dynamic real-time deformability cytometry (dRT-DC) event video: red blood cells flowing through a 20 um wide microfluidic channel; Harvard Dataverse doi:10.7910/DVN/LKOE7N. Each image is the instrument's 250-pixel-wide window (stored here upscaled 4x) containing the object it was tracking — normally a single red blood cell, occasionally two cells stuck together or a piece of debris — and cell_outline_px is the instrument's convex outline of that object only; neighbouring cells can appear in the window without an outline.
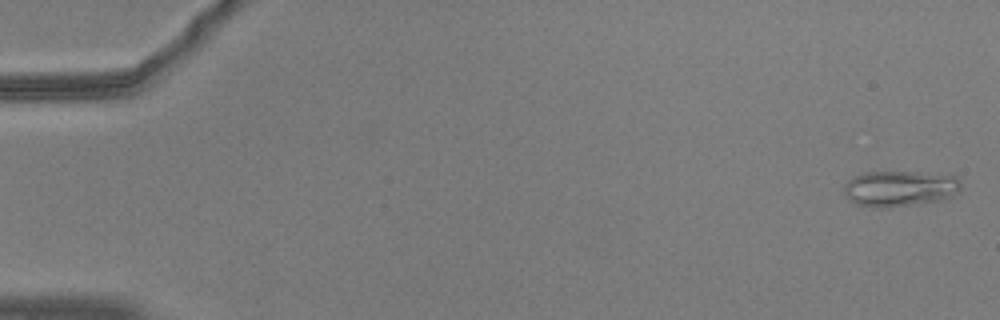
{"species": "common noctule bat (a hibernating species)", "species_latin": "Nyctalus noctula", "temperature_condition": "warm", "stored_images_in_passage": 56, "camera_frame_rate_fps": 3000, "um_per_image_px": 0.085, "animal": {"sex": "male", "body_mass_g": 20.5, "forearm_length_mm": 52.5}, "frame": {"image": 1, "passage_image": 2, "time_ms": 0.333, "image_size_px": [1000, 320], "cell_outline_px": [[960, 192], [952, 196], [940, 200], [888, 208], [872, 208], [856, 204], [848, 200], [844, 192], [844, 184], [848, 180], [860, 172], [916, 172], [956, 176], [960, 180]], "centroid_in_image_um": [76.44, 16.03], "position_along_channel_um": 8.6, "area_um2": 24.68}}
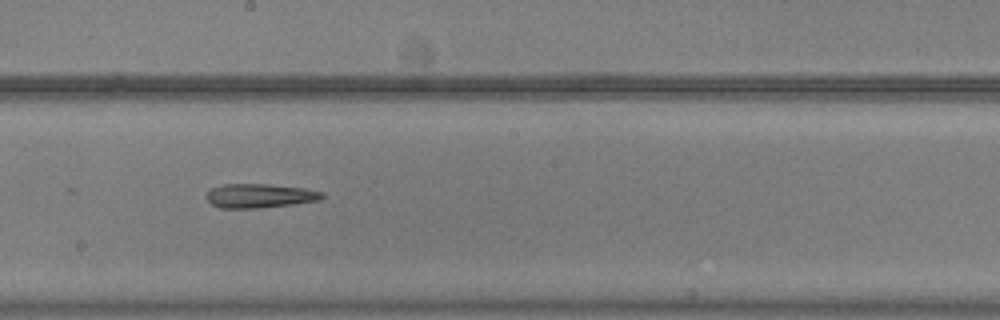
{"frame": {"image": 2, "passage_image": 32, "time_ms": 10.333, "image_size_px": [1000, 320], "cell_outline_px": [[324, 196], [320, 200], [292, 204], [256, 208], [220, 208], [212, 204], [204, 196], [212, 188], [224, 184], [268, 184], [304, 188], [324, 192]], "centroid_in_image_um": [22.07, 16.64], "position_along_channel_um": 226.1, "area_um2": 16.18}}
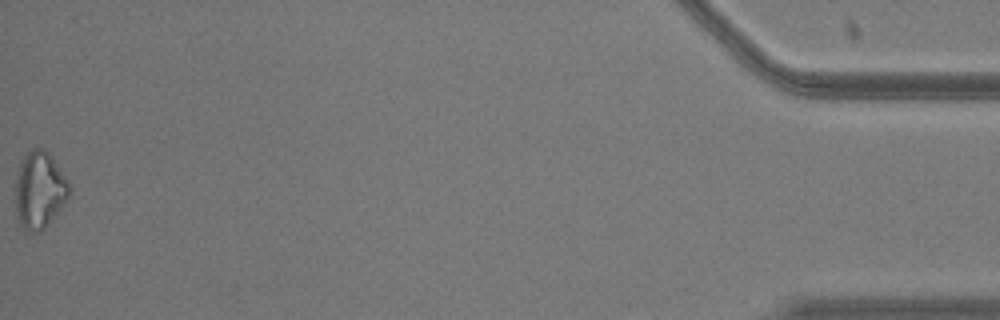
{"frame": {"image": 3, "passage_image": 56, "time_ms": 18.333, "image_size_px": [1000, 320], "cell_outline_px": [[68, 196], [60, 208], [48, 224], [40, 232], [32, 232], [24, 228], [20, 224], [16, 208], [16, 180], [20, 160], [32, 148], [44, 148], [48, 152], [68, 180]], "centroid_in_image_um": [3.34, 16.13], "position_along_channel_um": 431.9, "area_um2": 23.64}}